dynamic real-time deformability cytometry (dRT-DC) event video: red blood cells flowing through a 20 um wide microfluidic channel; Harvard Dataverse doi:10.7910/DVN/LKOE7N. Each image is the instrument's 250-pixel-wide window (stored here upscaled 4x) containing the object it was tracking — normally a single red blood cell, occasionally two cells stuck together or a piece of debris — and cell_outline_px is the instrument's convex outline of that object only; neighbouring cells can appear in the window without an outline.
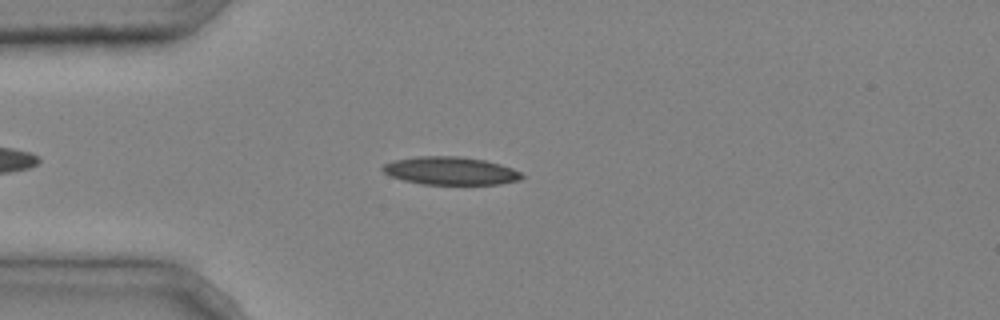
{"species": "common noctule bat (a hibernating species)", "species_latin": "Nyctalus noctula", "temperature_condition": "cold", "stored_images_in_passage": 2, "camera_frame_rate_fps": 3000, "um_per_image_px": 0.085, "animal": {"sex": "male", "body_mass_g": 20.4}, "frame": {"image": 1, "passage_image": 2, "time_ms": 0.333, "image_size_px": [1000, 320], "cell_outline_px": [[524, 176], [520, 180], [500, 184], [424, 184], [404, 180], [392, 176], [384, 172], [380, 168], [384, 164], [396, 160], [416, 156], [460, 156], [484, 160], [500, 164], [512, 168], [520, 172]], "centroid_in_image_um": [38.31, 14.51], "position_along_channel_um": 46.7, "area_um2": 22.54}}